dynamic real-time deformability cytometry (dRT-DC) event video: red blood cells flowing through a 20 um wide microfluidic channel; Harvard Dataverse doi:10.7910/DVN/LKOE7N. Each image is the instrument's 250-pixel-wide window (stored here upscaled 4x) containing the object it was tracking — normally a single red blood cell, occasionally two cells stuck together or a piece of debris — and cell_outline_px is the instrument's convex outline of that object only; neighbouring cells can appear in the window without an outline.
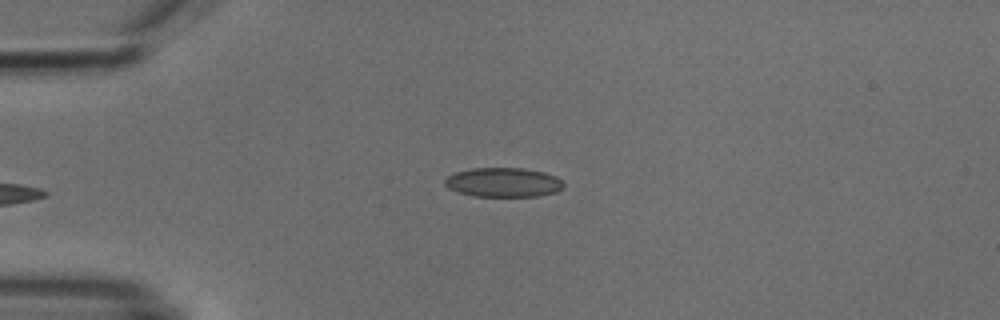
{"species": "common noctule bat (a hibernating species)", "species_latin": "Nyctalus noctula", "temperature_condition": "cold", "stored_images_in_passage": 3, "camera_frame_rate_fps": 3000, "um_per_image_px": 0.085, "animal": {"sex": "male", "body_mass_g": 18.8}, "frame": {"image": 1, "passage_image": 3, "time_ms": 3.0, "image_size_px": [1000, 320], "cell_outline_px": [[564, 188], [556, 192], [536, 196], [472, 196], [448, 188], [444, 184], [444, 180], [448, 176], [456, 172], [472, 168], [524, 168], [544, 172], [556, 176], [564, 184]], "centroid_in_image_um": [42.79, 15.5], "position_along_channel_um": 42.2, "area_um2": 20.29}}